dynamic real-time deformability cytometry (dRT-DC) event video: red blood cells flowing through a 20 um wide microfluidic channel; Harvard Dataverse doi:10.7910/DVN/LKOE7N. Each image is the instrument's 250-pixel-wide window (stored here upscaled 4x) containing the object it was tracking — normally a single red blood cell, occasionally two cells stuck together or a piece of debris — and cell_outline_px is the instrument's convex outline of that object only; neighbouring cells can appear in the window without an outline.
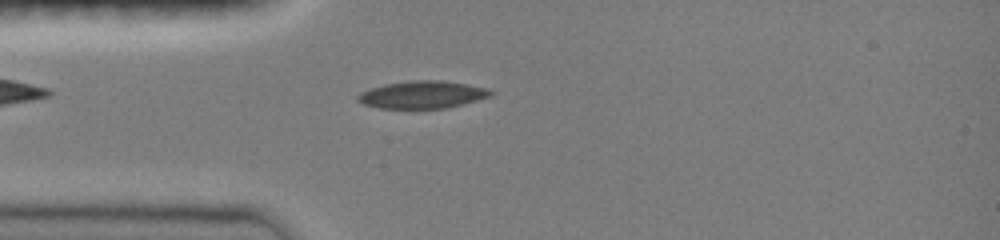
{"species": "common noctule bat (a hibernating species)", "species_latin": "Nyctalus noctula", "temperature_condition": "room temperature", "stored_images_in_passage": 16, "camera_frame_rate_fps": 3000, "um_per_image_px": 0.085, "animal": {"sex": "female", "body_mass_g": 19.0, "forearm_length_mm": 51.5}, "frame": {"image": 1, "passage_image": 8, "time_ms": 2.333, "image_size_px": [1000, 240], "cell_outline_px": [[496, 92], [492, 96], [444, 108], [380, 108], [364, 104], [356, 100], [356, 96], [360, 92], [384, 84], [408, 80], [440, 80], [488, 88]], "centroid_in_image_um": [35.89, 8.03], "position_along_channel_um": 49.1, "area_um2": 21.15}}
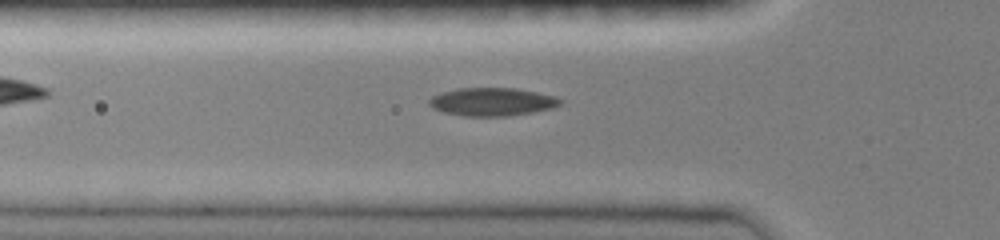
{"frame": {"image": 2, "passage_image": 11, "time_ms": 3.333, "image_size_px": [1000, 240], "cell_outline_px": [[564, 100], [560, 104], [552, 108], [532, 112], [508, 116], [464, 116], [444, 112], [432, 108], [428, 104], [428, 100], [432, 96], [456, 88], [516, 88], [556, 96]], "centroid_in_image_um": [41.83, 8.65], "position_along_channel_um": 84.0, "area_um2": 21.5}}
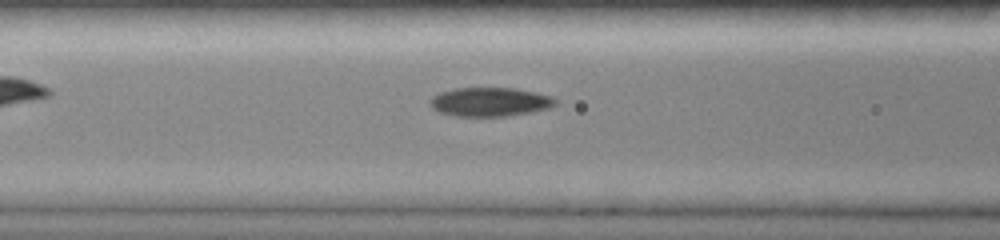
{"frame": {"image": 3, "passage_image": 14, "time_ms": 4.333, "image_size_px": [1000, 240], "cell_outline_px": [[556, 104], [548, 108], [508, 116], [456, 116], [440, 112], [432, 108], [428, 104], [428, 100], [432, 96], [440, 92], [456, 88], [516, 88], [536, 92], [552, 96], [556, 100]], "centroid_in_image_um": [41.61, 8.65], "position_along_channel_um": 125.0, "area_um2": 21.15}}